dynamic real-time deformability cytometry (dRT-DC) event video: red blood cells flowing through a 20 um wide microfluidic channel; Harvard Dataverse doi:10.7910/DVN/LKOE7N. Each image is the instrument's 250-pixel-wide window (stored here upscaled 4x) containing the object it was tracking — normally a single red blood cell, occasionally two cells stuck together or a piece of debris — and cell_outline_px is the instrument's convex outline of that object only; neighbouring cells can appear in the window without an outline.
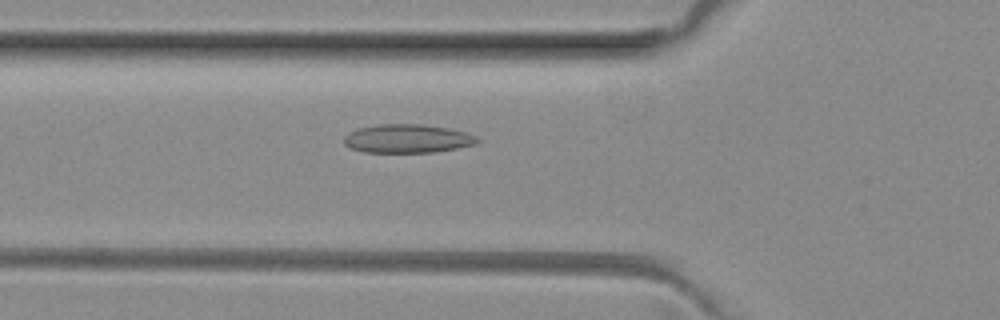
{"species": "common noctule bat (a hibernating species)", "species_latin": "Nyctalus noctula", "temperature_condition": "room temperature", "stored_images_in_passage": 43, "camera_frame_rate_fps": 3000, "um_per_image_px": 0.085, "animal": {"sex": "female", "body_mass_g": 29.2, "forearm_length_mm": 56.3}, "frame": {"image": 1, "passage_image": 10, "time_ms": 3.0, "image_size_px": [1000, 320], "cell_outline_px": [[480, 140], [476, 144], [456, 148], [432, 152], [364, 152], [352, 148], [344, 144], [344, 136], [360, 128], [380, 124], [424, 124], [448, 128], [464, 132], [476, 136]], "centroid_in_image_um": [34.65, 11.78], "position_along_channel_um": 91.2, "area_um2": 21.96}}
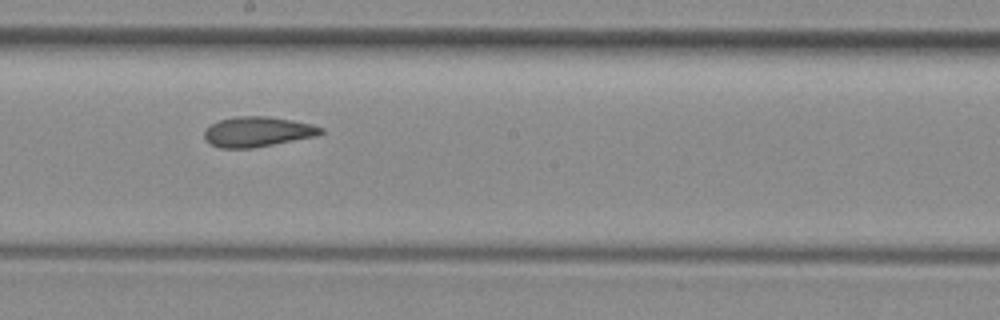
{"frame": {"image": 2, "passage_image": 20, "time_ms": 6.333, "image_size_px": [1000, 320], "cell_outline_px": [[324, 132], [316, 136], [252, 148], [220, 148], [204, 140], [204, 128], [220, 120], [236, 116], [264, 116], [292, 120], [312, 124], [324, 128]], "centroid_in_image_um": [21.87, 11.2], "position_along_channel_um": 226.3, "area_um2": 20.4}}
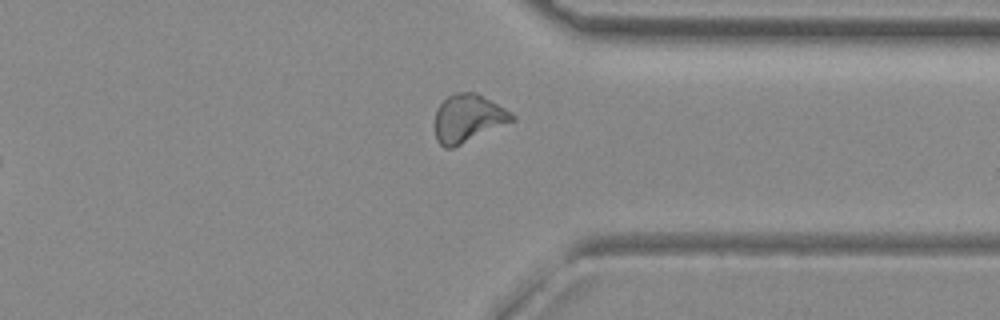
{"frame": {"image": 3, "passage_image": 31, "time_ms": 10.0, "image_size_px": [1000, 320], "cell_outline_px": [[516, 120], [452, 148], [444, 148], [436, 140], [436, 108], [448, 96], [456, 92], [476, 92], [512, 112], [516, 116]], "centroid_in_image_um": [39.8, 10.05], "position_along_channel_um": 371.6, "area_um2": 21.44}, "authors_computed_cell_mechanics": {"area_um2": 20.9814, "velocity_mm_per_s": 4.0528, "shape_relaxation_time_tau1_ms": null, "shape_relaxation_time_tau2_ms": 4.0429, "deformation_change_tau1": null, "deformation_change_tau2": 0.0831}}